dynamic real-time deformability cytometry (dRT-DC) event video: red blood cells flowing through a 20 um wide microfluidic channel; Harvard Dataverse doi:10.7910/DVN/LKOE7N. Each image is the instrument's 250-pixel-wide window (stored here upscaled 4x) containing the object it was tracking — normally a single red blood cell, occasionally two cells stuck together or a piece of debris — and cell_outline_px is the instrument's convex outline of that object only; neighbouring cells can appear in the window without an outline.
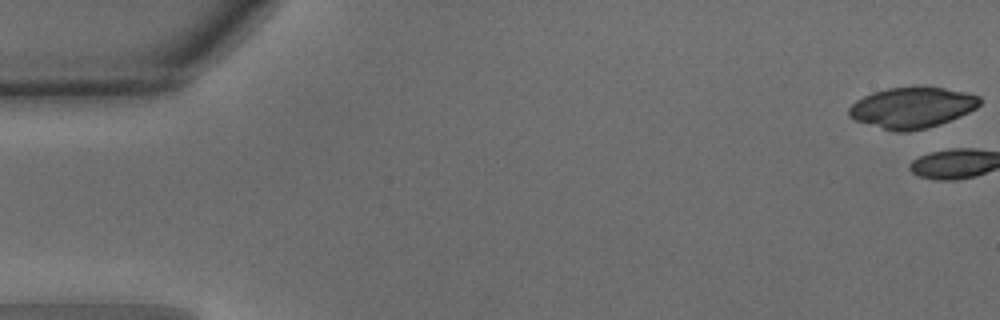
{"species": "common noctule bat (a hibernating species)", "species_latin": "Nyctalus noctula", "temperature_condition": "warm", "stored_images_in_passage": 3, "camera_frame_rate_fps": 3000, "um_per_image_px": 0.085, "animal": {"sex": "male", "body_mass_g": 15.6}, "frame": {"image": 1, "passage_image": 1, "time_ms": 0.0, "image_size_px": [1000, 320], "cell_outline_px": [[980, 104], [976, 108], [960, 116], [940, 124], [908, 132], [892, 132], [856, 120], [848, 116], [848, 108], [856, 100], [872, 92], [888, 88], [944, 88], [964, 92], [980, 96]], "centroid_in_image_um": [77.5, 9.17], "position_along_channel_um": 7.5, "area_um2": 30.81}}